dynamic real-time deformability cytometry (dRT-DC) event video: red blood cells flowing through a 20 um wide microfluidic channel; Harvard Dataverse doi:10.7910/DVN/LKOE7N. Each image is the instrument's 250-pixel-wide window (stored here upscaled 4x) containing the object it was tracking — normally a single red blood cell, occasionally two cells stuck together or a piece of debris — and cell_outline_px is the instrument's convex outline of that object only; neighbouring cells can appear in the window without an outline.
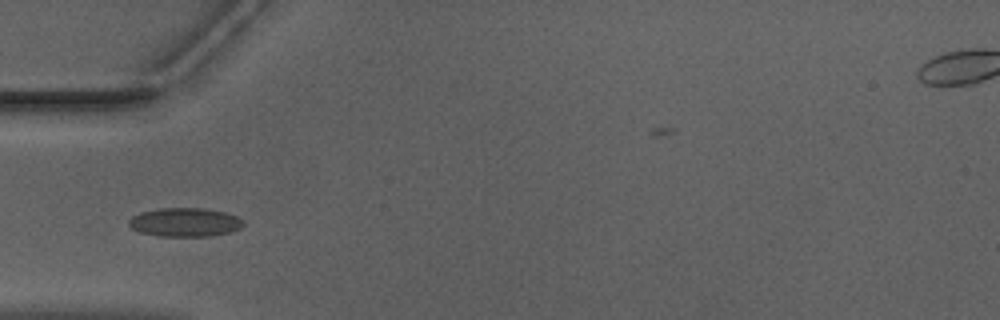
{"species": "Egyptian fruit bat (a non-hibernating species)", "species_latin": "Rousettus aegyptiacus", "temperature_condition": "warm", "stored_images_in_passage": 42, "camera_frame_rate_fps": 3000, "um_per_image_px": 0.085, "animal": {"sex": "male"}, "frame": {"image": 1, "passage_image": 7, "time_ms": 2.0, "image_size_px": [1000, 320], "cell_outline_px": [[244, 224], [240, 228], [228, 232], [212, 236], [160, 236], [140, 232], [132, 228], [128, 224], [128, 220], [132, 216], [140, 212], [160, 208], [204, 208], [224, 212], [236, 216], [244, 220]], "centroid_in_image_um": [15.71, 18.88], "position_along_channel_um": 69.3, "area_um2": 19.19}}
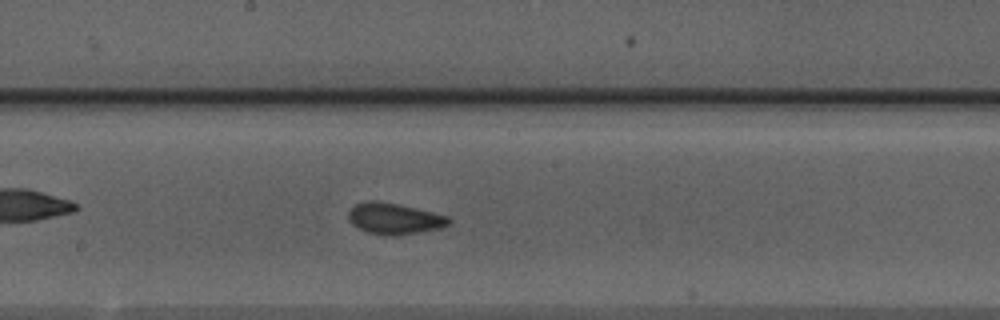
{"frame": {"image": 2, "passage_image": 18, "time_ms": 5.667, "image_size_px": [1000, 320], "cell_outline_px": [[452, 220], [448, 224], [440, 228], [416, 232], [388, 236], [384, 236], [368, 232], [352, 224], [348, 220], [348, 212], [356, 204], [368, 200], [376, 200], [396, 204], [432, 212], [448, 216]], "centroid_in_image_um": [33.48, 18.58], "position_along_channel_um": 214.7, "area_um2": 17.92}}
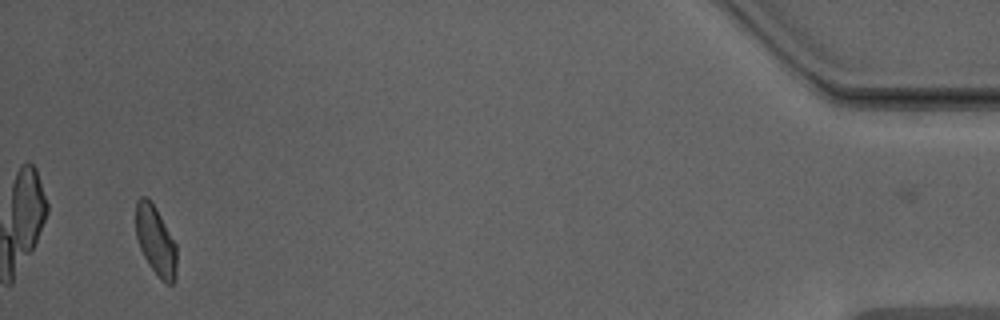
{"frame": {"image": 3, "passage_image": 40, "time_ms": 13.0, "image_size_px": [1000, 320], "cell_outline_px": [[176, 280], [172, 284], [168, 284], [160, 280], [144, 256], [140, 248], [136, 236], [136, 200], [140, 196], [144, 196], [156, 208], [176, 244]], "centroid_in_image_um": [13.24, 20.49], "position_along_channel_um": 422.0, "area_um2": 16.36}, "authors_computed_cell_mechanics": {"area_um2": 17.2533, "velocity_mm_per_s": 3.9655, "shape_relaxation_time_tau1_ms": 9.9275, "shape_relaxation_time_tau2_ms": 0.9631, "deformation_change_tau1": 0.1579, "deformation_change_tau2": 0.0605}}